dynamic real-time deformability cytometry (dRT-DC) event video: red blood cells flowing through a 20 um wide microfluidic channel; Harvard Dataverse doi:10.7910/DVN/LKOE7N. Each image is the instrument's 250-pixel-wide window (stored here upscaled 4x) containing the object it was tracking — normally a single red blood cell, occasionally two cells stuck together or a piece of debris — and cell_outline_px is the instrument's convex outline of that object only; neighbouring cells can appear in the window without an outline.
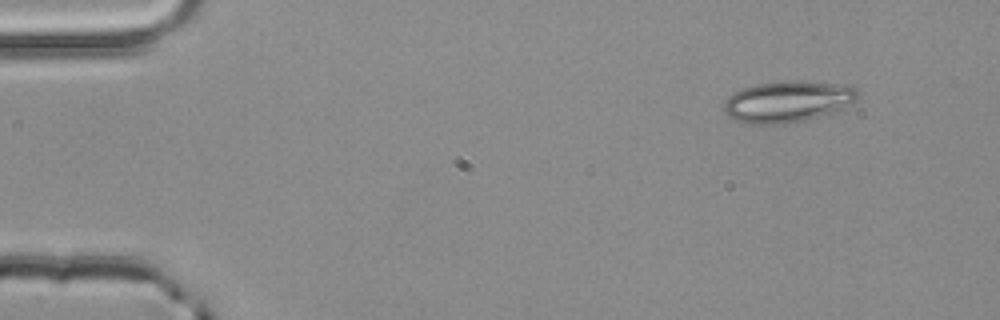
{"species": "common noctule bat (a hibernating species)", "species_latin": "Nyctalus noctula", "temperature_condition": "room temperature", "stored_images_in_passage": 3, "camera_frame_rate_fps": 3000, "um_per_image_px": 0.085, "animal": {"sex": "male", "body_mass_g": 20.4}, "frame": {"image": 1, "passage_image": 1, "time_ms": 0.0, "image_size_px": [1000, 320], "cell_outline_px": [[860, 96], [856, 100], [836, 112], [804, 120], [780, 124], [752, 124], [732, 120], [724, 112], [724, 104], [728, 96], [744, 88], [756, 84], [784, 80], [796, 80], [852, 84], [860, 88]], "centroid_in_image_um": [67.03, 8.61], "position_along_channel_um": 18.0, "area_um2": 32.89}}